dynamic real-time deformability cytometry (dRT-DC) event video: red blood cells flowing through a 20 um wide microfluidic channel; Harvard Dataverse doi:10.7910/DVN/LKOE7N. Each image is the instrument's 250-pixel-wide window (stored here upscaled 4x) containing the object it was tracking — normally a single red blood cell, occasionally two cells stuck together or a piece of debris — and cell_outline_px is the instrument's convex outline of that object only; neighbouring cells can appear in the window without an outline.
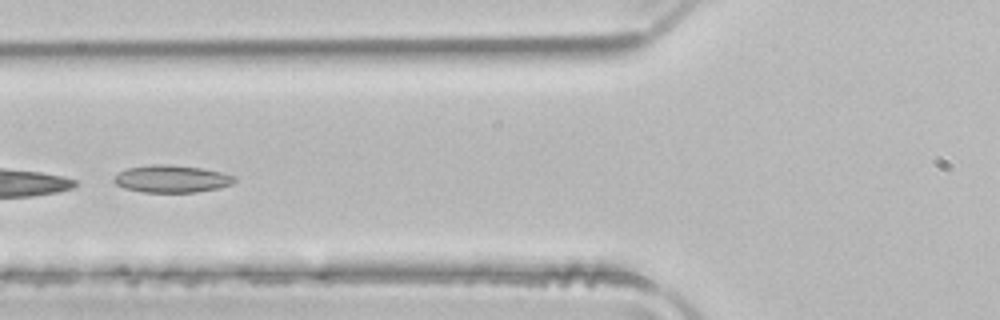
{"species": "common noctule bat (a hibernating species)", "species_latin": "Nyctalus noctula", "temperature_condition": "room temperature", "stored_images_in_passage": 37, "camera_frame_rate_fps": 3000, "um_per_image_px": 0.085, "animal": {"sex": "male", "body_mass_g": 21.5, "forearm_length_mm": 52.0}, "frame": {"image": 1, "passage_image": 8, "time_ms": 2.333, "image_size_px": [1000, 320], "cell_outline_px": [[236, 180], [232, 184], [220, 188], [196, 192], [144, 192], [124, 188], [116, 184], [112, 180], [120, 172], [128, 168], [152, 164], [168, 164], [200, 168], [220, 172], [236, 176]], "centroid_in_image_um": [14.61, 15.2], "position_along_channel_um": 111.2, "area_um2": 19.13}}
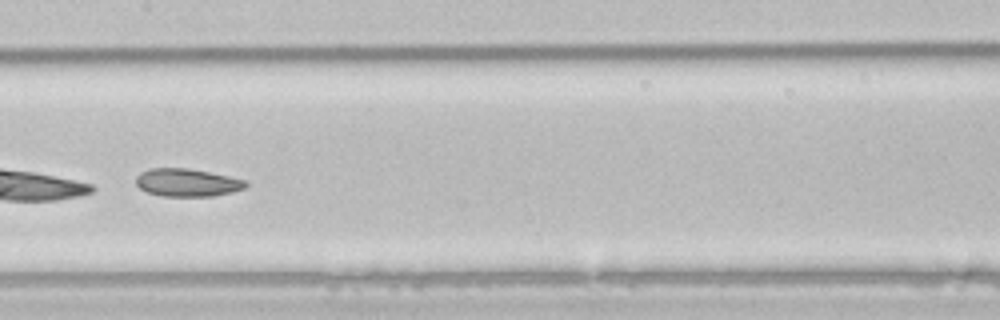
{"frame": {"image": 2, "passage_image": 14, "time_ms": 4.333, "image_size_px": [1000, 320], "cell_outline_px": [[248, 184], [244, 188], [232, 192], [212, 196], [164, 196], [148, 192], [140, 188], [136, 184], [136, 176], [140, 172], [152, 168], [188, 168], [228, 176], [244, 180]], "centroid_in_image_um": [15.89, 15.51], "position_along_channel_um": 191.5, "area_um2": 17.63}}
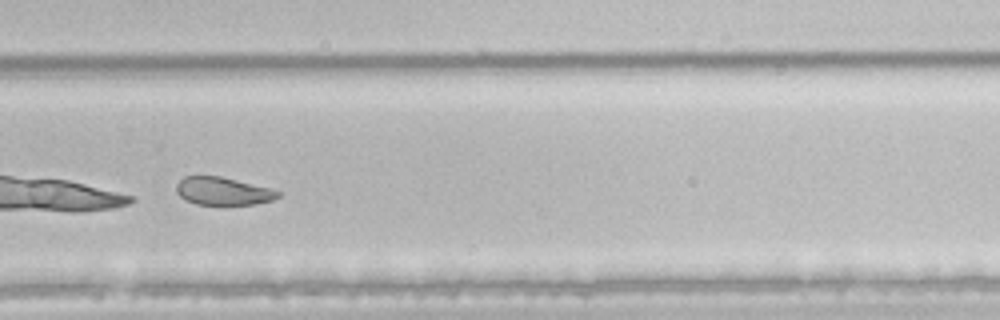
{"frame": {"image": 3, "passage_image": 23, "time_ms": 7.333, "image_size_px": [1000, 320], "cell_outline_px": [[280, 196], [272, 200], [256, 204], [196, 204], [184, 200], [176, 192], [176, 184], [184, 176], [220, 176], [272, 188], [280, 192]], "centroid_in_image_um": [18.95, 16.24], "position_along_channel_um": 310.9, "area_um2": 16.53}, "authors_computed_cell_mechanics": {"area_um2": 18.6694, "velocity_mm_per_s": 3.9995, "shape_relaxation_time_tau1_ms": 11.2564, "shape_relaxation_time_tau2_ms": 2.9953, "deformation_change_tau1": 0.1755, "deformation_change_tau2": 0.0781}}